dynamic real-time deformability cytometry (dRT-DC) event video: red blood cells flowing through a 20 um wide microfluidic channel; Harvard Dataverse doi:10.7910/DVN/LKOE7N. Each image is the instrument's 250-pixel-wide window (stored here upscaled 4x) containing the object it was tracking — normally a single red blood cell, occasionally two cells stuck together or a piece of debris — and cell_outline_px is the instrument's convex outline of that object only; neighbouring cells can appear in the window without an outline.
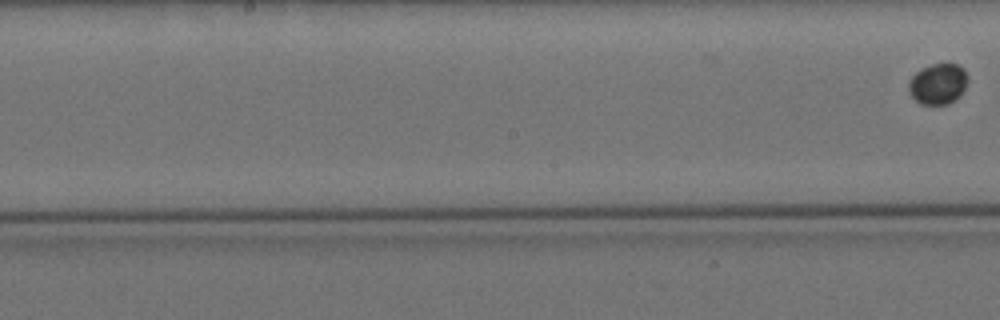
{"species": "Egyptian fruit bat (a non-hibernating species)", "species_latin": "Rousettus aegyptiacus", "temperature_condition": "cold", "stored_images_in_passage": 9, "segment_of_instrument_passage": [2, 2], "camera_frame_rate_fps": 3000, "um_per_image_px": 0.085, "animal": {"sex": "female"}, "frame": {"image": 1, "passage_image": 9, "time_ms": 10.0, "image_size_px": [1000, 320], "cell_outline_px": [[968, 80], [960, 96], [948, 104], [920, 104], [908, 92], [908, 80], [920, 68], [932, 64], [960, 64], [964, 68], [968, 76]], "centroid_in_image_um": [79.72, 7.11], "position_along_channel_um": 168.5, "area_um2": 14.22}}